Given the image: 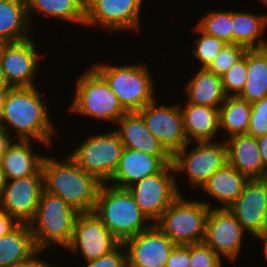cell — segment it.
Segmentation results:
<instances>
[{
    "mask_svg": "<svg viewBox=\"0 0 267 267\" xmlns=\"http://www.w3.org/2000/svg\"><path fill=\"white\" fill-rule=\"evenodd\" d=\"M116 127V128H115ZM114 127L125 148L140 150L158 157H172L160 141L147 129L138 112H127Z\"/></svg>",
    "mask_w": 267,
    "mask_h": 267,
    "instance_id": "obj_22",
    "label": "cell"
},
{
    "mask_svg": "<svg viewBox=\"0 0 267 267\" xmlns=\"http://www.w3.org/2000/svg\"><path fill=\"white\" fill-rule=\"evenodd\" d=\"M108 130L97 134L90 132L74 151L67 154L82 170L102 183H108L113 176L124 148L118 133L114 129Z\"/></svg>",
    "mask_w": 267,
    "mask_h": 267,
    "instance_id": "obj_9",
    "label": "cell"
},
{
    "mask_svg": "<svg viewBox=\"0 0 267 267\" xmlns=\"http://www.w3.org/2000/svg\"><path fill=\"white\" fill-rule=\"evenodd\" d=\"M45 250H37L28 259L16 263L13 267H57L53 265L48 259H43L41 255H44ZM51 263V264H50Z\"/></svg>",
    "mask_w": 267,
    "mask_h": 267,
    "instance_id": "obj_40",
    "label": "cell"
},
{
    "mask_svg": "<svg viewBox=\"0 0 267 267\" xmlns=\"http://www.w3.org/2000/svg\"><path fill=\"white\" fill-rule=\"evenodd\" d=\"M8 42L4 41V40H0V62H1V58H2V53H3V50L5 48V45L7 44Z\"/></svg>",
    "mask_w": 267,
    "mask_h": 267,
    "instance_id": "obj_47",
    "label": "cell"
},
{
    "mask_svg": "<svg viewBox=\"0 0 267 267\" xmlns=\"http://www.w3.org/2000/svg\"><path fill=\"white\" fill-rule=\"evenodd\" d=\"M79 212L60 196L43 190L33 219L28 223L37 250L66 249ZM55 246V247H54Z\"/></svg>",
    "mask_w": 267,
    "mask_h": 267,
    "instance_id": "obj_5",
    "label": "cell"
},
{
    "mask_svg": "<svg viewBox=\"0 0 267 267\" xmlns=\"http://www.w3.org/2000/svg\"><path fill=\"white\" fill-rule=\"evenodd\" d=\"M263 164V179L267 178V134L256 137Z\"/></svg>",
    "mask_w": 267,
    "mask_h": 267,
    "instance_id": "obj_42",
    "label": "cell"
},
{
    "mask_svg": "<svg viewBox=\"0 0 267 267\" xmlns=\"http://www.w3.org/2000/svg\"><path fill=\"white\" fill-rule=\"evenodd\" d=\"M147 219L155 224L180 195L176 186L173 164H167L160 172L134 183L127 188Z\"/></svg>",
    "mask_w": 267,
    "mask_h": 267,
    "instance_id": "obj_11",
    "label": "cell"
},
{
    "mask_svg": "<svg viewBox=\"0 0 267 267\" xmlns=\"http://www.w3.org/2000/svg\"><path fill=\"white\" fill-rule=\"evenodd\" d=\"M12 140L13 138L11 137V135L0 126V159Z\"/></svg>",
    "mask_w": 267,
    "mask_h": 267,
    "instance_id": "obj_43",
    "label": "cell"
},
{
    "mask_svg": "<svg viewBox=\"0 0 267 267\" xmlns=\"http://www.w3.org/2000/svg\"><path fill=\"white\" fill-rule=\"evenodd\" d=\"M93 212L120 243L152 225L128 189L108 183H102Z\"/></svg>",
    "mask_w": 267,
    "mask_h": 267,
    "instance_id": "obj_4",
    "label": "cell"
},
{
    "mask_svg": "<svg viewBox=\"0 0 267 267\" xmlns=\"http://www.w3.org/2000/svg\"><path fill=\"white\" fill-rule=\"evenodd\" d=\"M227 148V163L250 179H263V164L255 137L235 135L224 140Z\"/></svg>",
    "mask_w": 267,
    "mask_h": 267,
    "instance_id": "obj_24",
    "label": "cell"
},
{
    "mask_svg": "<svg viewBox=\"0 0 267 267\" xmlns=\"http://www.w3.org/2000/svg\"><path fill=\"white\" fill-rule=\"evenodd\" d=\"M125 267H140V266L134 265V264L130 263V262L127 260L126 263H125Z\"/></svg>",
    "mask_w": 267,
    "mask_h": 267,
    "instance_id": "obj_49",
    "label": "cell"
},
{
    "mask_svg": "<svg viewBox=\"0 0 267 267\" xmlns=\"http://www.w3.org/2000/svg\"><path fill=\"white\" fill-rule=\"evenodd\" d=\"M250 115L251 103L240 97H226L219 108V129L220 136L223 137L220 139L226 140L231 136L246 134Z\"/></svg>",
    "mask_w": 267,
    "mask_h": 267,
    "instance_id": "obj_31",
    "label": "cell"
},
{
    "mask_svg": "<svg viewBox=\"0 0 267 267\" xmlns=\"http://www.w3.org/2000/svg\"><path fill=\"white\" fill-rule=\"evenodd\" d=\"M32 31L26 0H0V40L23 41L32 37Z\"/></svg>",
    "mask_w": 267,
    "mask_h": 267,
    "instance_id": "obj_28",
    "label": "cell"
},
{
    "mask_svg": "<svg viewBox=\"0 0 267 267\" xmlns=\"http://www.w3.org/2000/svg\"><path fill=\"white\" fill-rule=\"evenodd\" d=\"M183 118L184 132L188 143L214 142L220 134L219 109L178 102Z\"/></svg>",
    "mask_w": 267,
    "mask_h": 267,
    "instance_id": "obj_21",
    "label": "cell"
},
{
    "mask_svg": "<svg viewBox=\"0 0 267 267\" xmlns=\"http://www.w3.org/2000/svg\"><path fill=\"white\" fill-rule=\"evenodd\" d=\"M172 164L179 194H182V191L178 185L180 181L177 180L181 175L189 182L187 188L198 191L215 171L227 164L225 141L219 138L214 142L187 143L172 156Z\"/></svg>",
    "mask_w": 267,
    "mask_h": 267,
    "instance_id": "obj_7",
    "label": "cell"
},
{
    "mask_svg": "<svg viewBox=\"0 0 267 267\" xmlns=\"http://www.w3.org/2000/svg\"><path fill=\"white\" fill-rule=\"evenodd\" d=\"M37 141L13 139L0 159L6 180L38 173L46 154L34 149ZM35 150V151H34ZM37 152V153H36Z\"/></svg>",
    "mask_w": 267,
    "mask_h": 267,
    "instance_id": "obj_23",
    "label": "cell"
},
{
    "mask_svg": "<svg viewBox=\"0 0 267 267\" xmlns=\"http://www.w3.org/2000/svg\"><path fill=\"white\" fill-rule=\"evenodd\" d=\"M267 134V97L251 104V115L246 135L258 137Z\"/></svg>",
    "mask_w": 267,
    "mask_h": 267,
    "instance_id": "obj_37",
    "label": "cell"
},
{
    "mask_svg": "<svg viewBox=\"0 0 267 267\" xmlns=\"http://www.w3.org/2000/svg\"><path fill=\"white\" fill-rule=\"evenodd\" d=\"M32 37L19 42H8L0 62L4 78L10 87L40 86L35 80L44 60ZM43 58V60H42Z\"/></svg>",
    "mask_w": 267,
    "mask_h": 267,
    "instance_id": "obj_13",
    "label": "cell"
},
{
    "mask_svg": "<svg viewBox=\"0 0 267 267\" xmlns=\"http://www.w3.org/2000/svg\"><path fill=\"white\" fill-rule=\"evenodd\" d=\"M20 223L6 211L0 208V238L9 234Z\"/></svg>",
    "mask_w": 267,
    "mask_h": 267,
    "instance_id": "obj_41",
    "label": "cell"
},
{
    "mask_svg": "<svg viewBox=\"0 0 267 267\" xmlns=\"http://www.w3.org/2000/svg\"><path fill=\"white\" fill-rule=\"evenodd\" d=\"M248 180L247 177L227 163L215 171L199 190L202 194L208 195V198L213 199L212 202L210 200L207 202L204 199L201 201L210 209L227 208L239 197ZM214 201L216 205L212 204Z\"/></svg>",
    "mask_w": 267,
    "mask_h": 267,
    "instance_id": "obj_20",
    "label": "cell"
},
{
    "mask_svg": "<svg viewBox=\"0 0 267 267\" xmlns=\"http://www.w3.org/2000/svg\"><path fill=\"white\" fill-rule=\"evenodd\" d=\"M37 251L29 224L20 223L0 238V267H13Z\"/></svg>",
    "mask_w": 267,
    "mask_h": 267,
    "instance_id": "obj_29",
    "label": "cell"
},
{
    "mask_svg": "<svg viewBox=\"0 0 267 267\" xmlns=\"http://www.w3.org/2000/svg\"><path fill=\"white\" fill-rule=\"evenodd\" d=\"M122 244L126 249L127 260L140 267H165L171 251L176 246L156 224Z\"/></svg>",
    "mask_w": 267,
    "mask_h": 267,
    "instance_id": "obj_18",
    "label": "cell"
},
{
    "mask_svg": "<svg viewBox=\"0 0 267 267\" xmlns=\"http://www.w3.org/2000/svg\"><path fill=\"white\" fill-rule=\"evenodd\" d=\"M44 190L42 169L33 175L7 180L0 196V208L19 223H29Z\"/></svg>",
    "mask_w": 267,
    "mask_h": 267,
    "instance_id": "obj_16",
    "label": "cell"
},
{
    "mask_svg": "<svg viewBox=\"0 0 267 267\" xmlns=\"http://www.w3.org/2000/svg\"><path fill=\"white\" fill-rule=\"evenodd\" d=\"M39 87H10L2 95L0 126L13 139L34 140L49 148L57 135V125L47 109L45 92Z\"/></svg>",
    "mask_w": 267,
    "mask_h": 267,
    "instance_id": "obj_1",
    "label": "cell"
},
{
    "mask_svg": "<svg viewBox=\"0 0 267 267\" xmlns=\"http://www.w3.org/2000/svg\"><path fill=\"white\" fill-rule=\"evenodd\" d=\"M2 108H3L2 95L0 94V120H1Z\"/></svg>",
    "mask_w": 267,
    "mask_h": 267,
    "instance_id": "obj_50",
    "label": "cell"
},
{
    "mask_svg": "<svg viewBox=\"0 0 267 267\" xmlns=\"http://www.w3.org/2000/svg\"><path fill=\"white\" fill-rule=\"evenodd\" d=\"M247 81L238 96L248 103L267 97V47L246 50Z\"/></svg>",
    "mask_w": 267,
    "mask_h": 267,
    "instance_id": "obj_30",
    "label": "cell"
},
{
    "mask_svg": "<svg viewBox=\"0 0 267 267\" xmlns=\"http://www.w3.org/2000/svg\"><path fill=\"white\" fill-rule=\"evenodd\" d=\"M224 261L204 242L190 244V267H224Z\"/></svg>",
    "mask_w": 267,
    "mask_h": 267,
    "instance_id": "obj_36",
    "label": "cell"
},
{
    "mask_svg": "<svg viewBox=\"0 0 267 267\" xmlns=\"http://www.w3.org/2000/svg\"><path fill=\"white\" fill-rule=\"evenodd\" d=\"M126 261V249L122 243H119L112 251L82 265L86 264L85 267H125Z\"/></svg>",
    "mask_w": 267,
    "mask_h": 267,
    "instance_id": "obj_38",
    "label": "cell"
},
{
    "mask_svg": "<svg viewBox=\"0 0 267 267\" xmlns=\"http://www.w3.org/2000/svg\"><path fill=\"white\" fill-rule=\"evenodd\" d=\"M27 15L32 28L38 21H33L32 13L67 22V24L83 26L85 19V0H26ZM35 22V23H34ZM74 23V24H73Z\"/></svg>",
    "mask_w": 267,
    "mask_h": 267,
    "instance_id": "obj_26",
    "label": "cell"
},
{
    "mask_svg": "<svg viewBox=\"0 0 267 267\" xmlns=\"http://www.w3.org/2000/svg\"><path fill=\"white\" fill-rule=\"evenodd\" d=\"M259 2H261L262 6L264 5L265 8H267V0H258Z\"/></svg>",
    "mask_w": 267,
    "mask_h": 267,
    "instance_id": "obj_51",
    "label": "cell"
},
{
    "mask_svg": "<svg viewBox=\"0 0 267 267\" xmlns=\"http://www.w3.org/2000/svg\"><path fill=\"white\" fill-rule=\"evenodd\" d=\"M144 0H85L84 27L103 29L109 34L120 31L141 32ZM141 14V15H140Z\"/></svg>",
    "mask_w": 267,
    "mask_h": 267,
    "instance_id": "obj_10",
    "label": "cell"
},
{
    "mask_svg": "<svg viewBox=\"0 0 267 267\" xmlns=\"http://www.w3.org/2000/svg\"><path fill=\"white\" fill-rule=\"evenodd\" d=\"M6 182L7 180H6V177H5L1 162H0V196L2 194V191L4 189Z\"/></svg>",
    "mask_w": 267,
    "mask_h": 267,
    "instance_id": "obj_46",
    "label": "cell"
},
{
    "mask_svg": "<svg viewBox=\"0 0 267 267\" xmlns=\"http://www.w3.org/2000/svg\"><path fill=\"white\" fill-rule=\"evenodd\" d=\"M182 87L187 98L183 101L195 105L209 106L219 109L226 99L222 86V78L206 68H199Z\"/></svg>",
    "mask_w": 267,
    "mask_h": 267,
    "instance_id": "obj_25",
    "label": "cell"
},
{
    "mask_svg": "<svg viewBox=\"0 0 267 267\" xmlns=\"http://www.w3.org/2000/svg\"><path fill=\"white\" fill-rule=\"evenodd\" d=\"M247 49L239 44H226L213 61L206 68L222 77L240 58Z\"/></svg>",
    "mask_w": 267,
    "mask_h": 267,
    "instance_id": "obj_35",
    "label": "cell"
},
{
    "mask_svg": "<svg viewBox=\"0 0 267 267\" xmlns=\"http://www.w3.org/2000/svg\"><path fill=\"white\" fill-rule=\"evenodd\" d=\"M248 234L228 208H212L205 223L204 243L221 259L231 263L241 254L245 235Z\"/></svg>",
    "mask_w": 267,
    "mask_h": 267,
    "instance_id": "obj_12",
    "label": "cell"
},
{
    "mask_svg": "<svg viewBox=\"0 0 267 267\" xmlns=\"http://www.w3.org/2000/svg\"><path fill=\"white\" fill-rule=\"evenodd\" d=\"M172 157H158L140 150L123 148L121 158L108 184L127 189L134 183L160 172Z\"/></svg>",
    "mask_w": 267,
    "mask_h": 267,
    "instance_id": "obj_19",
    "label": "cell"
},
{
    "mask_svg": "<svg viewBox=\"0 0 267 267\" xmlns=\"http://www.w3.org/2000/svg\"><path fill=\"white\" fill-rule=\"evenodd\" d=\"M233 44L246 49H262L267 47V14L232 10Z\"/></svg>",
    "mask_w": 267,
    "mask_h": 267,
    "instance_id": "obj_27",
    "label": "cell"
},
{
    "mask_svg": "<svg viewBox=\"0 0 267 267\" xmlns=\"http://www.w3.org/2000/svg\"><path fill=\"white\" fill-rule=\"evenodd\" d=\"M256 240H259L261 244H263L262 246V250H264V258H265V262H267V231H264L262 234H260L259 236H257L255 238ZM267 264V263H266ZM267 267V265H266Z\"/></svg>",
    "mask_w": 267,
    "mask_h": 267,
    "instance_id": "obj_44",
    "label": "cell"
},
{
    "mask_svg": "<svg viewBox=\"0 0 267 267\" xmlns=\"http://www.w3.org/2000/svg\"><path fill=\"white\" fill-rule=\"evenodd\" d=\"M201 15L196 27L208 35L233 44L232 10H209Z\"/></svg>",
    "mask_w": 267,
    "mask_h": 267,
    "instance_id": "obj_32",
    "label": "cell"
},
{
    "mask_svg": "<svg viewBox=\"0 0 267 267\" xmlns=\"http://www.w3.org/2000/svg\"><path fill=\"white\" fill-rule=\"evenodd\" d=\"M190 244L176 245L171 251L165 267H190Z\"/></svg>",
    "mask_w": 267,
    "mask_h": 267,
    "instance_id": "obj_39",
    "label": "cell"
},
{
    "mask_svg": "<svg viewBox=\"0 0 267 267\" xmlns=\"http://www.w3.org/2000/svg\"><path fill=\"white\" fill-rule=\"evenodd\" d=\"M209 210L200 199L180 194L155 224L176 245L202 243Z\"/></svg>",
    "mask_w": 267,
    "mask_h": 267,
    "instance_id": "obj_8",
    "label": "cell"
},
{
    "mask_svg": "<svg viewBox=\"0 0 267 267\" xmlns=\"http://www.w3.org/2000/svg\"><path fill=\"white\" fill-rule=\"evenodd\" d=\"M264 231H267V207H266V213L264 218Z\"/></svg>",
    "mask_w": 267,
    "mask_h": 267,
    "instance_id": "obj_48",
    "label": "cell"
},
{
    "mask_svg": "<svg viewBox=\"0 0 267 267\" xmlns=\"http://www.w3.org/2000/svg\"><path fill=\"white\" fill-rule=\"evenodd\" d=\"M119 243L94 212L79 213L66 250L87 262L112 251Z\"/></svg>",
    "mask_w": 267,
    "mask_h": 267,
    "instance_id": "obj_14",
    "label": "cell"
},
{
    "mask_svg": "<svg viewBox=\"0 0 267 267\" xmlns=\"http://www.w3.org/2000/svg\"><path fill=\"white\" fill-rule=\"evenodd\" d=\"M81 74L74 86V96L67 112L108 124L116 123L127 113L104 78L91 66Z\"/></svg>",
    "mask_w": 267,
    "mask_h": 267,
    "instance_id": "obj_6",
    "label": "cell"
},
{
    "mask_svg": "<svg viewBox=\"0 0 267 267\" xmlns=\"http://www.w3.org/2000/svg\"><path fill=\"white\" fill-rule=\"evenodd\" d=\"M266 207L267 178H264L248 180L242 193L227 208L251 238H256L264 232Z\"/></svg>",
    "mask_w": 267,
    "mask_h": 267,
    "instance_id": "obj_17",
    "label": "cell"
},
{
    "mask_svg": "<svg viewBox=\"0 0 267 267\" xmlns=\"http://www.w3.org/2000/svg\"><path fill=\"white\" fill-rule=\"evenodd\" d=\"M9 88L10 86L7 84L0 66V94L3 95Z\"/></svg>",
    "mask_w": 267,
    "mask_h": 267,
    "instance_id": "obj_45",
    "label": "cell"
},
{
    "mask_svg": "<svg viewBox=\"0 0 267 267\" xmlns=\"http://www.w3.org/2000/svg\"><path fill=\"white\" fill-rule=\"evenodd\" d=\"M193 31L201 36L192 41L194 43L192 47L194 48H192L190 54H192L194 59H198L197 62L200 63L198 68H207L227 43L214 36L203 33L195 25Z\"/></svg>",
    "mask_w": 267,
    "mask_h": 267,
    "instance_id": "obj_33",
    "label": "cell"
},
{
    "mask_svg": "<svg viewBox=\"0 0 267 267\" xmlns=\"http://www.w3.org/2000/svg\"><path fill=\"white\" fill-rule=\"evenodd\" d=\"M91 66L104 78L126 112H138L156 98L157 84L145 62L114 65L99 61Z\"/></svg>",
    "mask_w": 267,
    "mask_h": 267,
    "instance_id": "obj_3",
    "label": "cell"
},
{
    "mask_svg": "<svg viewBox=\"0 0 267 267\" xmlns=\"http://www.w3.org/2000/svg\"><path fill=\"white\" fill-rule=\"evenodd\" d=\"M246 51L221 78L226 97H238L247 81Z\"/></svg>",
    "mask_w": 267,
    "mask_h": 267,
    "instance_id": "obj_34",
    "label": "cell"
},
{
    "mask_svg": "<svg viewBox=\"0 0 267 267\" xmlns=\"http://www.w3.org/2000/svg\"><path fill=\"white\" fill-rule=\"evenodd\" d=\"M42 171L45 191L60 196L79 213L93 212L102 185L94 175L82 170L69 156L61 159L49 154L43 160Z\"/></svg>",
    "mask_w": 267,
    "mask_h": 267,
    "instance_id": "obj_2",
    "label": "cell"
},
{
    "mask_svg": "<svg viewBox=\"0 0 267 267\" xmlns=\"http://www.w3.org/2000/svg\"><path fill=\"white\" fill-rule=\"evenodd\" d=\"M156 97L143 109L138 111L147 129L160 141L164 148L173 156L187 143L183 127V118L179 104H158Z\"/></svg>",
    "mask_w": 267,
    "mask_h": 267,
    "instance_id": "obj_15",
    "label": "cell"
}]
</instances>
